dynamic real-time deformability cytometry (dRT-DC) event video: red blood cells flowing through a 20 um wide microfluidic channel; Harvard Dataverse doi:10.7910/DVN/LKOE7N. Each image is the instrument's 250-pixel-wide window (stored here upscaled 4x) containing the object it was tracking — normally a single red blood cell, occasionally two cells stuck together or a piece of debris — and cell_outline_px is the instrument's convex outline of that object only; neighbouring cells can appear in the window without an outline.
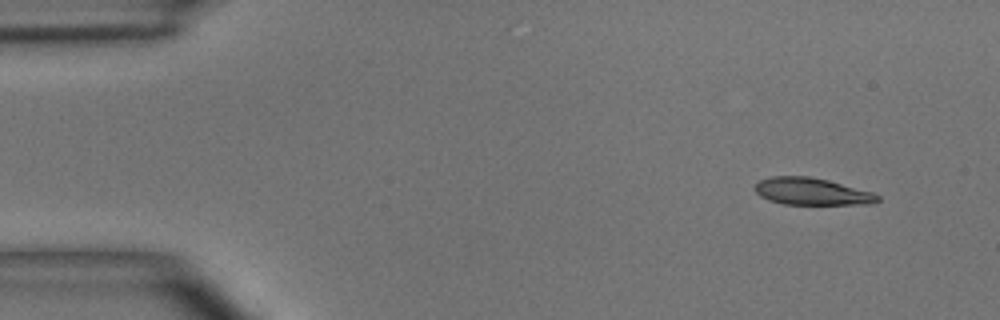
{"species": "common noctule bat (a hibernating species)", "species_latin": "Nyctalus noctula", "temperature_condition": "room temperature", "stored_images_in_passage": 4, "camera_frame_rate_fps": 3000, "um_per_image_px": 0.085, "animal": {"sex": "male", "body_mass_g": 15.6}, "frame": {"image": 1, "passage_image": 1, "time_ms": 0.0, "image_size_px": [1000, 320], "cell_outline_px": [[880, 200], [872, 204], [784, 204], [768, 200], [760, 196], [756, 192], [756, 184], [760, 180], [772, 176], [808, 176], [828, 180], [872, 192], [880, 196]], "centroid_in_image_um": [69.01, 16.28], "position_along_channel_um": 16.0, "area_um2": 19.25}}
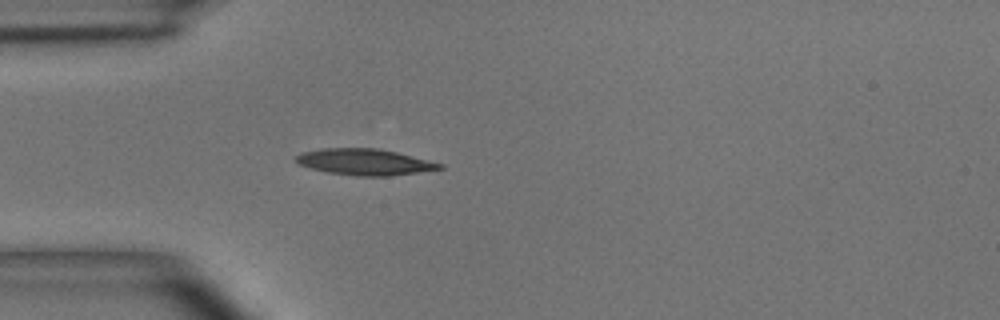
{"frame": {"image": 2, "passage_image": 4, "time_ms": 3.333, "image_size_px": [1000, 320], "cell_outline_px": [[444, 168], [388, 176], [356, 176], [328, 172], [312, 168], [300, 164], [296, 160], [296, 156], [300, 152], [320, 148], [380, 148], [444, 164]], "centroid_in_image_um": [30.98, 13.75], "position_along_channel_um": 54.0, "area_um2": 21.79}}